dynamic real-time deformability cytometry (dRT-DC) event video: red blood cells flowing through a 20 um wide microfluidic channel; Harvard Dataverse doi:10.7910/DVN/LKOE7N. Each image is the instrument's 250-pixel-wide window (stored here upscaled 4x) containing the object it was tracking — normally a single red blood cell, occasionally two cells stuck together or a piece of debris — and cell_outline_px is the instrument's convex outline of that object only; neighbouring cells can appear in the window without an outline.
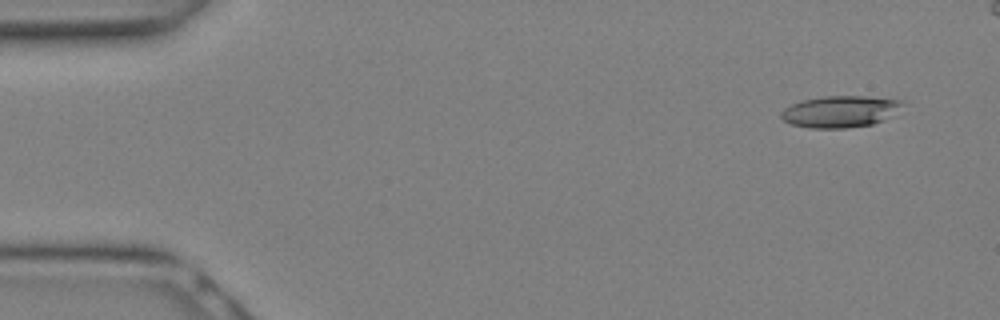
{"species": "Egyptian fruit bat (a non-hibernating species)", "species_latin": "Rousettus aegyptiacus", "temperature_condition": "warm", "stored_images_in_passage": 26, "camera_frame_rate_fps": 3000, "um_per_image_px": 0.085, "animal": {"sex": "female"}, "frame": {"image": 1, "passage_image": 2, "time_ms": 0.333, "image_size_px": [1000, 320], "cell_outline_px": [[904, 104], [884, 120], [872, 124], [844, 128], [808, 128], [792, 124], [784, 120], [780, 116], [780, 112], [784, 108], [800, 100], [824, 96], [864, 96], [904, 100]], "centroid_in_image_um": [71.38, 9.47], "position_along_channel_um": 13.6, "area_um2": 22.31}}
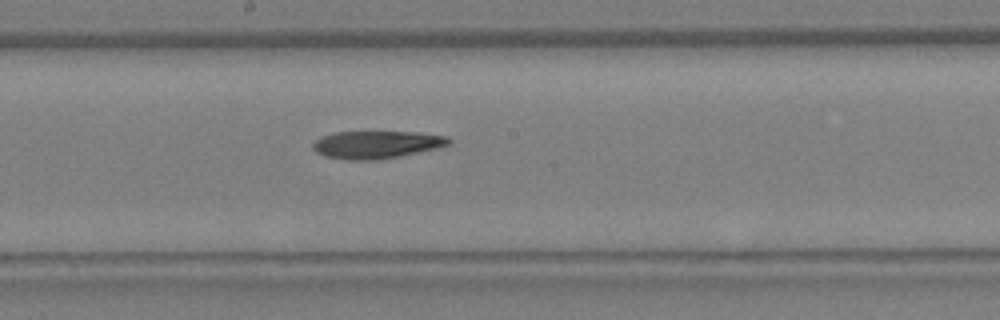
{"frame": {"image": 2, "passage_image": 15, "time_ms": 4.667, "image_size_px": [1000, 320], "cell_outline_px": [[452, 144], [440, 148], [400, 156], [376, 160], [348, 160], [324, 156], [316, 152], [312, 148], [312, 144], [320, 136], [336, 132], [420, 132], [448, 136], [452, 140]], "centroid_in_image_um": [32.05, 12.29], "position_along_channel_um": 216.1, "area_um2": 22.2}}
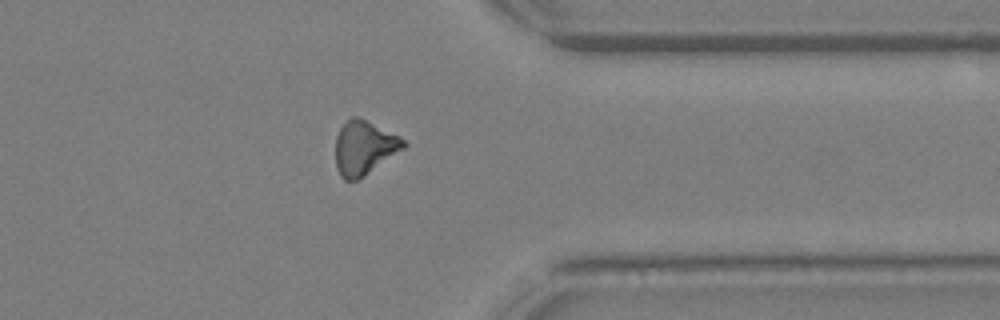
{"frame": {"image": 3, "passage_image": 22, "time_ms": 7.0, "image_size_px": [1000, 320], "cell_outline_px": [[408, 144], [404, 148], [356, 180], [344, 180], [340, 176], [336, 168], [336, 136], [340, 128], [352, 116], [360, 116], [400, 136]], "centroid_in_image_um": [30.94, 12.52], "position_along_channel_um": 380.5, "area_um2": 21.21}}